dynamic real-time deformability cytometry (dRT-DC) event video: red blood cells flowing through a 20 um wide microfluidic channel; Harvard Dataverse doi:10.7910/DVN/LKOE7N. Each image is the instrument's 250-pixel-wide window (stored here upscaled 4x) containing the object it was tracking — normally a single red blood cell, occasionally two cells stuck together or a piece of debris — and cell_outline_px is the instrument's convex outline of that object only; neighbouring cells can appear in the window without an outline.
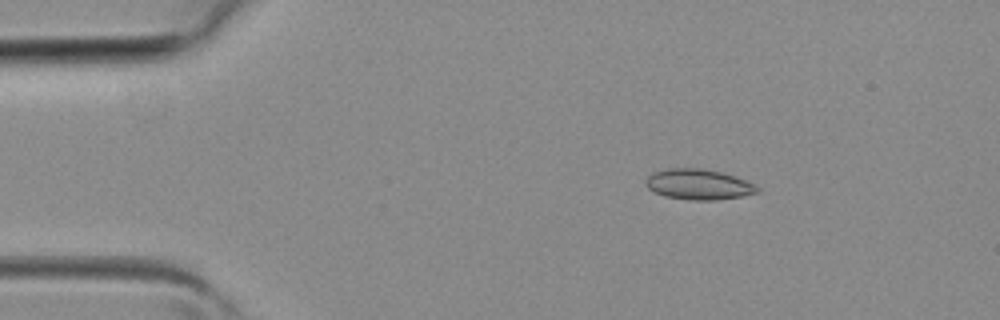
{"species": "common noctule bat (a hibernating species)", "species_latin": "Nyctalus noctula", "temperature_condition": "room temperature", "stored_images_in_passage": 2, "camera_frame_rate_fps": 3000, "um_per_image_px": 0.085, "animal": {"sex": "female", "body_mass_g": 19.3, "forearm_length_mm": 54.1}, "frame": {"image": 1, "passage_image": 1, "time_ms": 0.0, "image_size_px": [1000, 320], "cell_outline_px": [[760, 192], [740, 196], [716, 200], [692, 200], [664, 196], [648, 188], [644, 184], [644, 180], [652, 172], [668, 168], [700, 168], [720, 172], [744, 180], [760, 188]], "centroid_in_image_um": [59.32, 15.67], "position_along_channel_um": 25.7, "area_um2": 19.65}}